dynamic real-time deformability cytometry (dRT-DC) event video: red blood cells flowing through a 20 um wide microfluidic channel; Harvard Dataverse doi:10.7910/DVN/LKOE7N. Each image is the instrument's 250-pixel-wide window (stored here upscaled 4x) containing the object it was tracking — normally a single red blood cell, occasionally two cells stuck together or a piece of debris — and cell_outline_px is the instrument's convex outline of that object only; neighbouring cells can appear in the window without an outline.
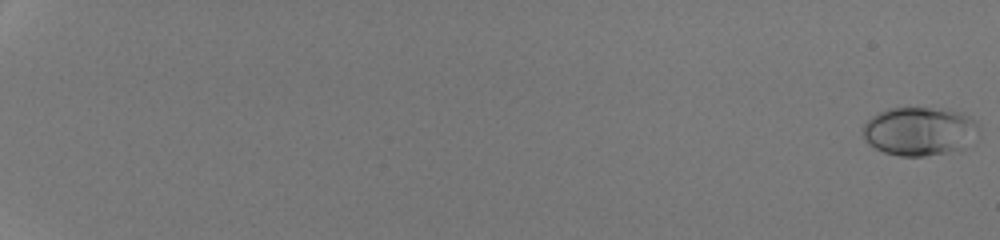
{"species": "human", "species_latin": "Homo sapiens", "temperature_condition": "room temperature", "stored_images_in_passage": 54, "camera_frame_rate_fps": 3000, "um_per_image_px": 0.085, "donor": {"sex": "male"}, "frame": {"image": 1, "passage_image": 1, "time_ms": 0.0, "image_size_px": [1000, 240], "cell_outline_px": [[980, 128], [960, 148], [944, 152], [924, 156], [900, 156], [884, 152], [876, 148], [864, 136], [860, 128], [876, 112], [888, 108], [944, 108], [964, 112], [976, 120]], "centroid_in_image_um": [78.12, 11.11], "position_along_channel_um": 6.9, "area_um2": 32.54}}
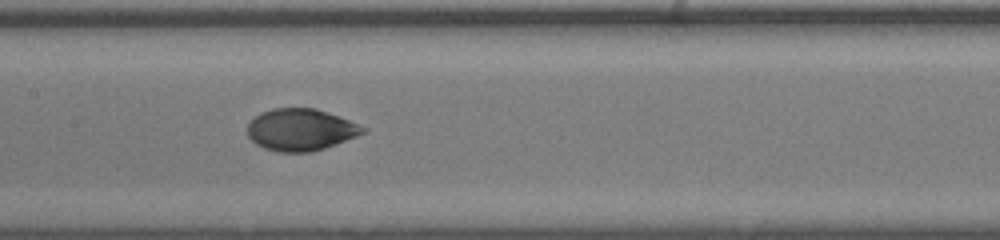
{"frame": {"image": 2, "passage_image": 32, "time_ms": 10.333, "image_size_px": [1000, 240], "cell_outline_px": [[368, 132], [324, 148], [312, 152], [280, 152], [264, 148], [256, 144], [248, 136], [248, 124], [260, 112], [272, 108], [316, 108], [348, 120], [368, 128]], "centroid_in_image_um": [25.57, 11.02], "position_along_channel_um": 181.8, "area_um2": 28.15}}
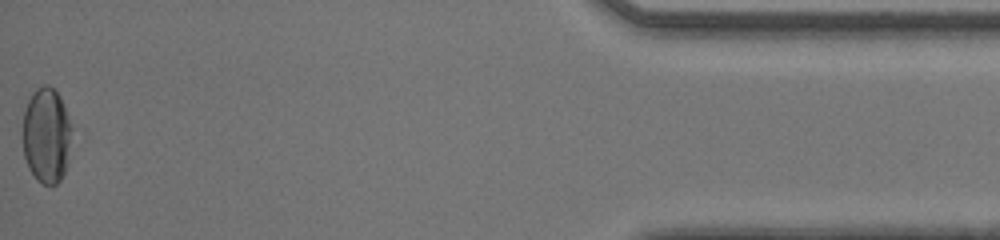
{"frame": {"image": 3, "passage_image": 54, "time_ms": 17.667, "image_size_px": [1000, 240], "cell_outline_px": [[76, 132], [68, 164], [60, 180], [56, 184], [40, 184], [36, 180], [28, 168], [24, 156], [20, 132], [24, 112], [28, 100], [32, 92], [36, 88], [44, 84], [48, 84], [60, 96], [76, 128]], "centroid_in_image_um": [3.99, 11.5], "position_along_channel_um": 431.2, "area_um2": 29.07}, "authors_computed_cell_mechanics": {"area_um2": 28.4954, "velocity_mm_per_s": 4.2844, "shape_relaxation_time_tau1_ms": 4.6902, "shape_relaxation_time_tau2_ms": 0.7638, "deformation_change_tau1": 0.1553, "deformation_change_tau2": 0.0364}}